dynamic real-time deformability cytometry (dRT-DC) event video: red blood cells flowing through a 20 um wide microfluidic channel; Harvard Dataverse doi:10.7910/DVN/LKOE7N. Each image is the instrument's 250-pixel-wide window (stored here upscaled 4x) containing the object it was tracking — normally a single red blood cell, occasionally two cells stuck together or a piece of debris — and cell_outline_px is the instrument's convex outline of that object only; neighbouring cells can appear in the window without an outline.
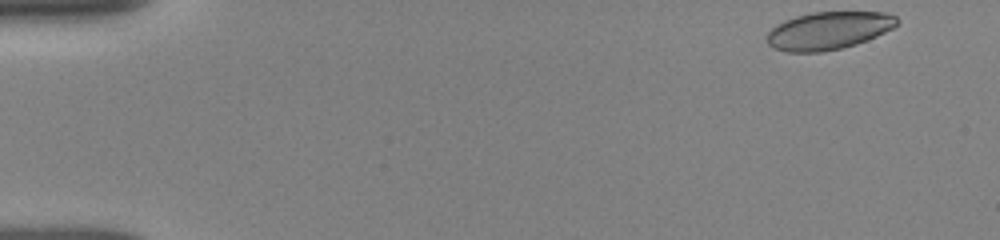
{"species": "human", "species_latin": "Homo sapiens", "temperature_condition": "room temperature", "stored_images_in_passage": 53, "camera_frame_rate_fps": 3000, "um_per_image_px": 0.085, "donor": {"sex": "female"}, "frame": {"image": 1, "passage_image": 1, "time_ms": 0.0, "image_size_px": [1000, 240], "cell_outline_px": [[900, 20], [892, 28], [876, 36], [856, 44], [840, 48], [820, 52], [784, 52], [772, 48], [768, 44], [768, 32], [776, 24], [784, 20], [796, 16], [812, 12], [884, 12], [896, 16]], "centroid_in_image_um": [70.4, 2.6], "position_along_channel_um": 14.6, "area_um2": 28.55}}
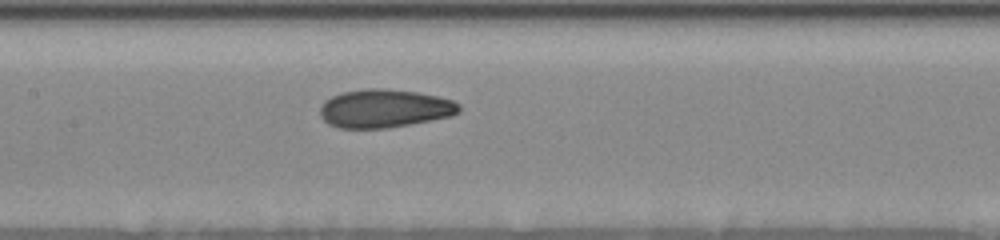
{"frame": {"image": 2, "passage_image": 25, "time_ms": 7.333, "image_size_px": [1000, 240], "cell_outline_px": [[460, 112], [452, 116], [432, 120], [388, 128], [340, 128], [328, 124], [320, 116], [320, 108], [324, 100], [332, 96], [344, 92], [364, 88], [388, 88], [416, 92], [436, 96], [452, 100], [460, 104]], "centroid_in_image_um": [32.68, 9.22], "position_along_channel_um": 174.7, "area_um2": 31.21}}
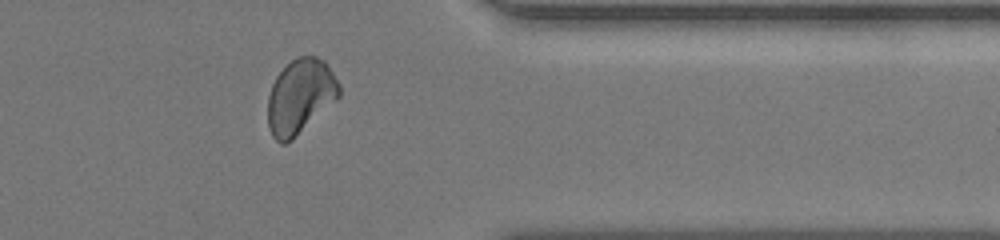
{"frame": {"image": 3, "passage_image": 43, "time_ms": 13.0, "image_size_px": [1000, 240], "cell_outline_px": [[340, 96], [336, 100], [292, 140], [284, 144], [280, 144], [272, 136], [268, 128], [268, 96], [272, 84], [276, 76], [292, 60], [300, 56], [316, 56], [324, 60], [340, 84]], "centroid_in_image_um": [25.51, 8.21], "position_along_channel_um": 385.9, "area_um2": 30.98}, "authors_computed_cell_mechanics": {"area_um2": 29.9404, "velocity_mm_per_s": 3.8946, "shape_relaxation_time_tau1_ms": 3.6342, "shape_relaxation_time_tau2_ms": 1.7465, "deformation_change_tau1": 0.1164, "deformation_change_tau2": 0.066}}